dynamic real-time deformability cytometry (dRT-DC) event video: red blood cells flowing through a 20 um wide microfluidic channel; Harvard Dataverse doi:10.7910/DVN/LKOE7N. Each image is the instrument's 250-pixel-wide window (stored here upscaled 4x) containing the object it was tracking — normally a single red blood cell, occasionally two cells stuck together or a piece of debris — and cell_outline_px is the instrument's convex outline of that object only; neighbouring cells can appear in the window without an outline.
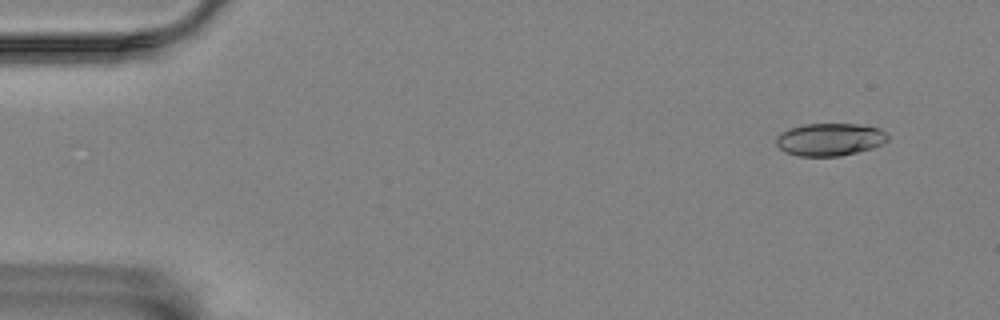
{"species": "Egyptian fruit bat (a non-hibernating species)", "species_latin": "Rousettus aegyptiacus", "temperature_condition": "room temperature", "stored_images_in_passage": 7, "camera_frame_rate_fps": 3000, "um_per_image_px": 0.085, "animal": {"sex": "female"}, "frame": {"image": 1, "passage_image": 2, "time_ms": 1.333, "image_size_px": [1000, 320], "cell_outline_px": [[888, 140], [884, 144], [872, 148], [840, 156], [800, 156], [784, 152], [776, 144], [776, 136], [780, 132], [788, 128], [804, 124], [860, 124], [880, 128], [888, 132]], "centroid_in_image_um": [70.55, 11.84], "position_along_channel_um": 14.5, "area_um2": 21.5}}
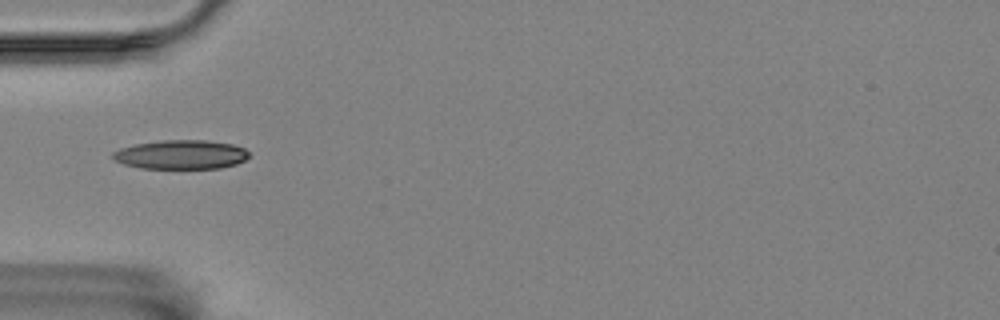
{"frame": {"image": 2, "passage_image": 6, "time_ms": 6.0, "image_size_px": [1000, 320], "cell_outline_px": [[248, 156], [244, 160], [236, 164], [220, 168], [140, 168], [124, 164], [116, 160], [112, 156], [112, 152], [120, 148], [136, 144], [160, 140], [204, 140], [232, 144], [244, 148], [248, 152]], "centroid_in_image_um": [15.37, 13.13], "position_along_channel_um": 69.6, "area_um2": 22.95}}
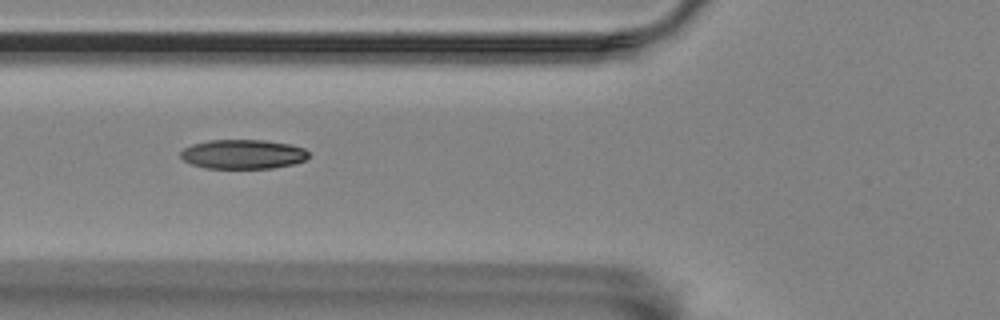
{"frame": {"image": 3, "passage_image": 7, "time_ms": 7.0, "image_size_px": [1000, 320], "cell_outline_px": [[308, 156], [304, 160], [292, 164], [272, 168], [204, 168], [192, 164], [184, 160], [180, 156], [180, 152], [184, 148], [192, 144], [208, 140], [264, 140], [288, 144], [304, 148], [308, 152]], "centroid_in_image_um": [20.62, 13.1], "position_along_channel_um": 105.2, "area_um2": 21.79}}